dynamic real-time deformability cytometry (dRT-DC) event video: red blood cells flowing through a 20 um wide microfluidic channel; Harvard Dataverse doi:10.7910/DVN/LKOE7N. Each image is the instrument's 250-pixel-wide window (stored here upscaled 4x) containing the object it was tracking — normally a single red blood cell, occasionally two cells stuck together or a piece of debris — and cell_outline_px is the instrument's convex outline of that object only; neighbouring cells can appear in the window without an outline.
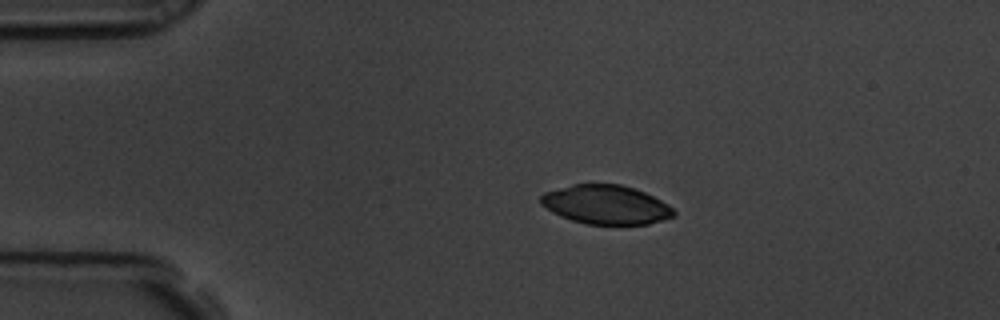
{"species": "common noctule bat (a hibernating species)", "species_latin": "Nyctalus noctula", "temperature_condition": "room temperature", "stored_images_in_passage": 8, "camera_frame_rate_fps": 3000, "um_per_image_px": 0.085, "animal": {"sex": "male", "body_mass_g": 19.5, "forearm_length_mm": 54.6}, "frame": {"image": 1, "passage_image": 2, "time_ms": 0.333, "image_size_px": [1000, 320], "cell_outline_px": [[676, 216], [664, 220], [648, 224], [588, 224], [572, 220], [560, 216], [552, 212], [540, 204], [540, 196], [544, 192], [572, 184], [620, 184], [644, 192], [668, 204], [676, 212]], "centroid_in_image_um": [51.5, 17.4], "position_along_channel_um": 33.5, "area_um2": 30.23}}